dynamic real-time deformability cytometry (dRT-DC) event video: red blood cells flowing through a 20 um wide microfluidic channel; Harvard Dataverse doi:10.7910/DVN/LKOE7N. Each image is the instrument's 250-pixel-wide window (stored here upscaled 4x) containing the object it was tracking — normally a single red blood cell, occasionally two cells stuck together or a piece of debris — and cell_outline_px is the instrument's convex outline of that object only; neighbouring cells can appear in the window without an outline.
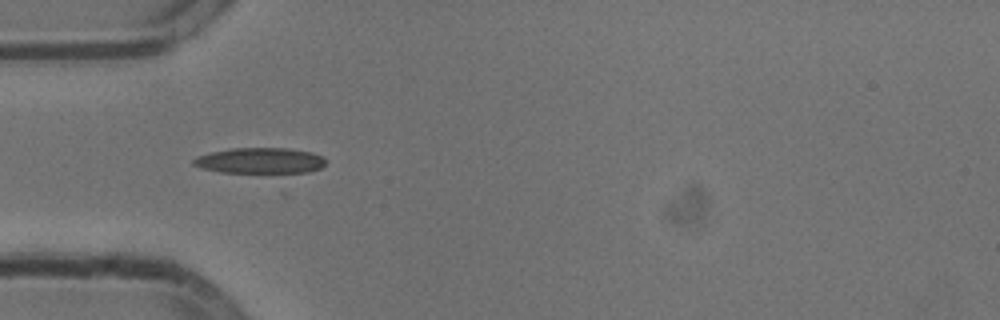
{"species": "common noctule bat (a hibernating species)", "species_latin": "Nyctalus noctula", "temperature_condition": "cold", "stored_images_in_passage": 28, "camera_frame_rate_fps": 3000, "um_per_image_px": 0.085, "animal": {"sex": "male", "body_mass_g": 13.3}, "frame": {"image": 1, "passage_image": 14, "time_ms": 4.333, "image_size_px": [1000, 320], "cell_outline_px": [[328, 160], [320, 168], [308, 172], [284, 176], [280, 176], [220, 172], [200, 168], [192, 164], [192, 160], [196, 156], [228, 148], [288, 148], [312, 152], [324, 156]], "centroid_in_image_um": [22.16, 13.71], "position_along_channel_um": 62.8, "area_um2": 21.27}}
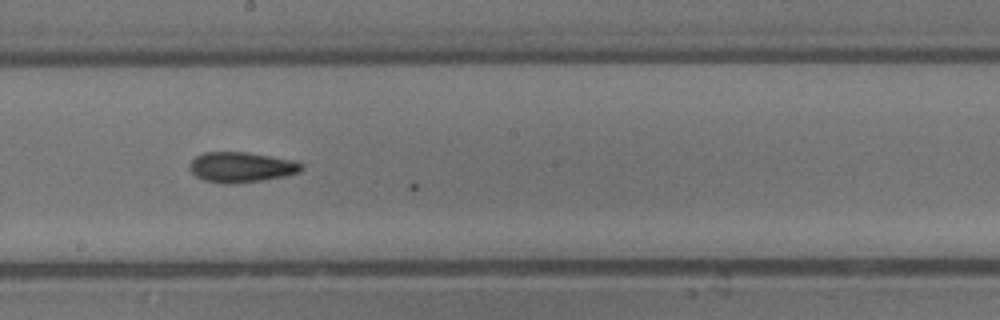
{"frame": {"image": 2, "passage_image": 27, "time_ms": 8.667, "image_size_px": [1000, 320], "cell_outline_px": [[304, 168], [300, 172], [284, 176], [260, 180], [232, 184], [220, 184], [204, 180], [196, 176], [188, 168], [192, 160], [196, 156], [204, 152], [248, 152], [296, 160], [304, 164]], "centroid_in_image_um": [20.53, 14.2], "position_along_channel_um": 227.7, "area_um2": 19.94}}